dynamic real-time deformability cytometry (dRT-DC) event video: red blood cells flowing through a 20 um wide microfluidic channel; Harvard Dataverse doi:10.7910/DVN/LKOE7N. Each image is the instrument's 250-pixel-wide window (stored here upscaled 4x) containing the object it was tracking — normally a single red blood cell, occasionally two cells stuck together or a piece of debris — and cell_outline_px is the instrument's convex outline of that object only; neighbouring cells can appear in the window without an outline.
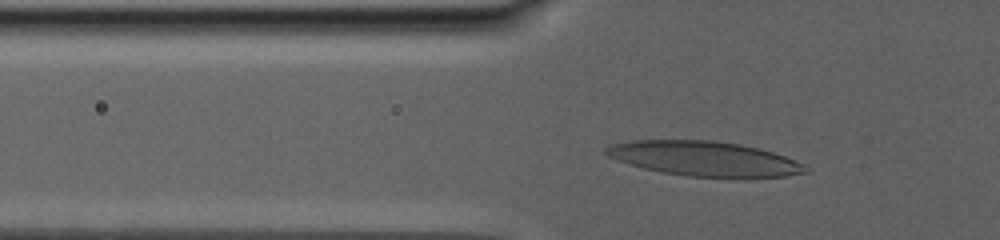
{"species": "human", "species_latin": "Homo sapiens", "temperature_condition": "warm", "stored_images_in_passage": 55, "camera_frame_rate_fps": 3000, "um_per_image_px": 0.085, "donor": {"sex": "male"}, "frame": {"image": 1, "passage_image": 3, "time_ms": 0.333, "image_size_px": [1000, 240], "cell_outline_px": [[812, 172], [784, 176], [748, 180], [744, 180], [688, 176], [664, 172], [644, 168], [616, 160], [608, 156], [604, 152], [604, 148], [612, 144], [632, 140], [712, 140], [740, 144], [760, 148], [784, 156], [804, 164]], "centroid_in_image_um": [59.96, 13.52], "position_along_channel_um": 65.8, "area_um2": 41.33}}
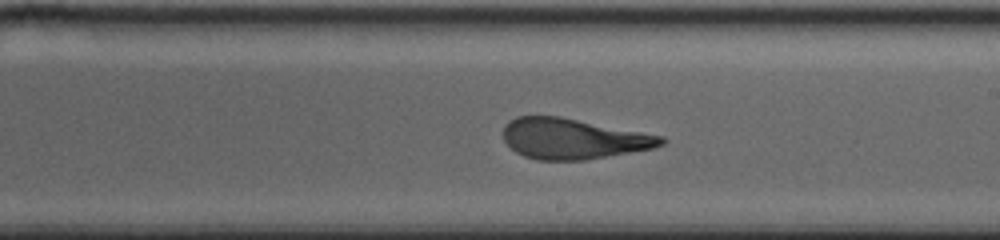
{"frame": {"image": 2, "passage_image": 29, "time_ms": 7.333, "image_size_px": [1000, 240], "cell_outline_px": [[668, 140], [664, 144], [652, 148], [584, 160], [536, 160], [524, 156], [516, 152], [504, 140], [504, 128], [516, 116], [560, 116], [664, 136]], "centroid_in_image_um": [48.74, 11.79], "position_along_channel_um": 240.3, "area_um2": 37.05}}
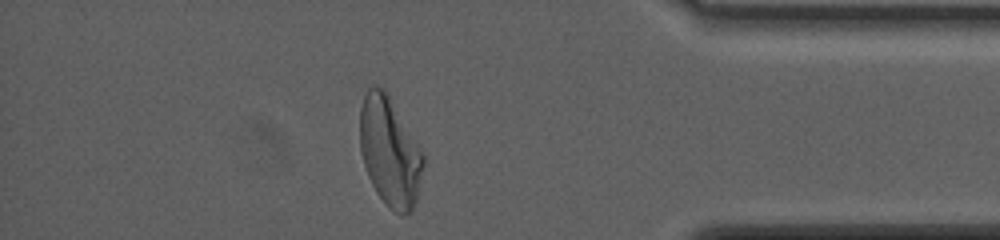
{"frame": {"image": 3, "passage_image": 47, "time_ms": 14.333, "image_size_px": [1000, 240], "cell_outline_px": [[424, 164], [416, 200], [412, 208], [404, 216], [388, 208], [376, 192], [368, 176], [364, 164], [360, 148], [360, 108], [364, 96], [368, 88], [372, 84], [384, 88], [388, 92], [420, 148], [424, 156]], "centroid_in_image_um": [33.12, 12.86], "position_along_channel_um": 402.1, "area_um2": 40.29}, "authors_computed_cell_mechanics": {"area_um2": 39.7664, "velocity_mm_per_s": 2.6262, "shape_relaxation_time_tau1_ms": 9.936, "shape_relaxation_time_tau2_ms": 1.6213, "deformation_change_tau1": 0.2724, "deformation_change_tau2": 0.1052}}